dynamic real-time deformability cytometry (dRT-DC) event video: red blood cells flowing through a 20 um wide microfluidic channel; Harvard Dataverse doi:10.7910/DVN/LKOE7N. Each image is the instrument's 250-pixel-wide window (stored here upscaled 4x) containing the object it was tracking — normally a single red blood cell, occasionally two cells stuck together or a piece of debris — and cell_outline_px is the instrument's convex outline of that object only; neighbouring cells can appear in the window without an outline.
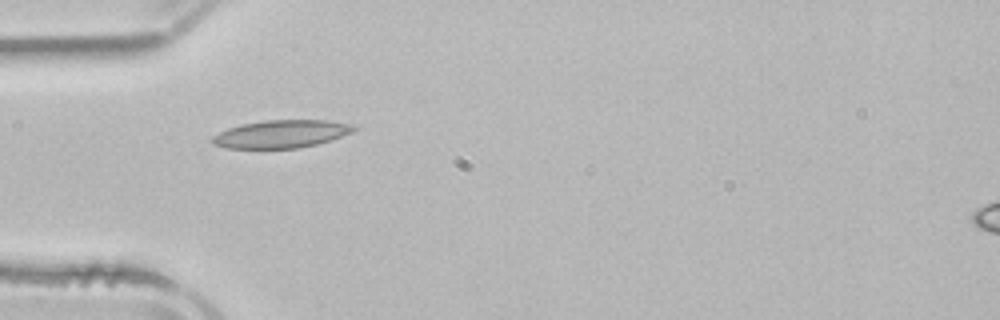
{"species": "common noctule bat (a hibernating species)", "species_latin": "Nyctalus noctula", "temperature_condition": "room temperature", "stored_images_in_passage": 4, "camera_frame_rate_fps": 3000, "um_per_image_px": 0.085, "animal": {"sex": "male", "body_mass_g": 21.5, "forearm_length_mm": 52.0}, "frame": {"image": 1, "passage_image": 3, "time_ms": 3.0, "image_size_px": [1000, 320], "cell_outline_px": [[360, 128], [352, 132], [316, 144], [300, 148], [228, 148], [212, 144], [212, 136], [228, 128], [240, 124], [264, 120], [324, 120], [352, 124]], "centroid_in_image_um": [23.9, 11.38], "position_along_channel_um": 61.1, "area_um2": 22.83}}
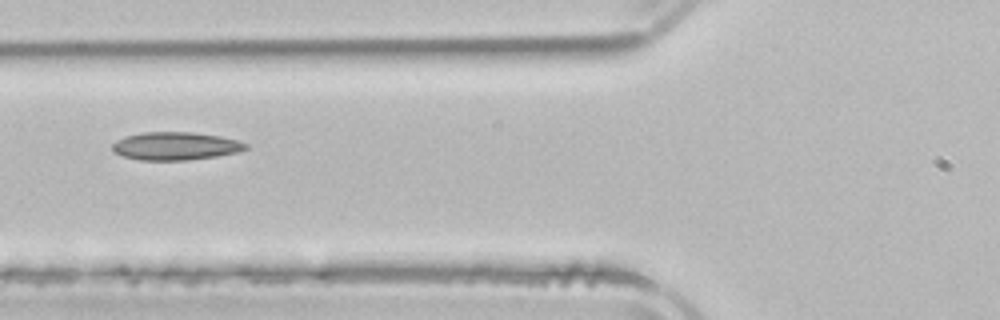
{"frame": {"image": 2, "passage_image": 4, "time_ms": 4.333, "image_size_px": [1000, 320], "cell_outline_px": [[248, 148], [236, 152], [216, 156], [188, 160], [140, 160], [124, 156], [112, 152], [112, 144], [116, 140], [124, 136], [144, 132], [192, 132], [220, 136], [236, 140], [248, 144]], "centroid_in_image_um": [14.88, 12.41], "position_along_channel_um": 110.9, "area_um2": 21.73}}